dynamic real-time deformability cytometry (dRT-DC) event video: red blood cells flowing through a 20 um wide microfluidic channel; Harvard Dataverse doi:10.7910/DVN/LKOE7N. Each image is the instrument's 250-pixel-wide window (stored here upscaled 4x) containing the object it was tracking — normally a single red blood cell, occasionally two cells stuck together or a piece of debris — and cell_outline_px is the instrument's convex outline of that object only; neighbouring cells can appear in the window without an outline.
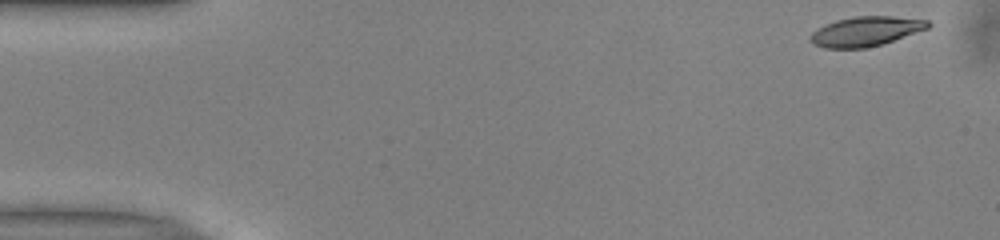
{"species": "common noctule bat (a hibernating species)", "species_latin": "Nyctalus noctula", "temperature_condition": "warm", "stored_images_in_passage": 39, "camera_frame_rate_fps": 3000, "um_per_image_px": 0.085, "animal": {"sex": "male", "body_mass_g": 13.0, "forearm_length_mm": 53.1}, "frame": {"image": 1, "passage_image": 1, "time_ms": 0.0, "image_size_px": [1000, 240], "cell_outline_px": [[932, 24], [928, 28], [880, 44], [864, 48], [824, 48], [812, 44], [808, 40], [808, 36], [812, 32], [836, 20], [856, 16], [892, 16], [928, 20]], "centroid_in_image_um": [73.55, 2.66], "position_along_channel_um": 11.5, "area_um2": 20.06}}
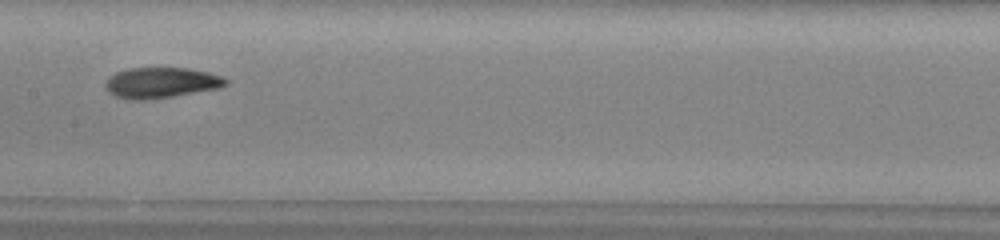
{"frame": {"image": 2, "passage_image": 24, "time_ms": 7.667, "image_size_px": [1000, 240], "cell_outline_px": [[228, 84], [220, 88], [172, 96], [116, 96], [108, 92], [104, 88], [104, 84], [108, 76], [116, 72], [128, 68], [188, 68], [208, 72], [220, 76], [228, 80]], "centroid_in_image_um": [13.73, 6.97], "position_along_channel_um": 193.7, "area_um2": 20.58}}
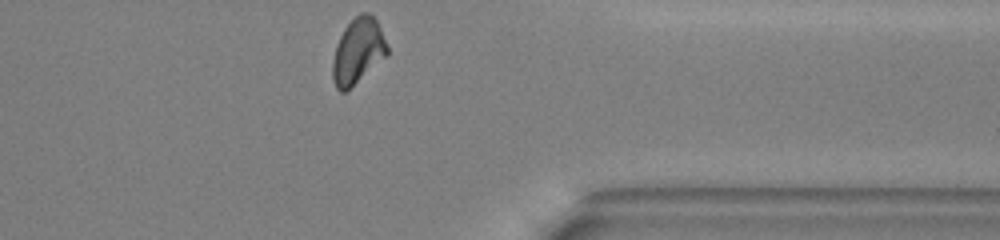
{"frame": {"image": 3, "passage_image": 39, "time_ms": 12.667, "image_size_px": [1000, 240], "cell_outline_px": [[388, 56], [344, 92], [340, 92], [336, 88], [332, 80], [332, 60], [336, 44], [344, 28], [360, 12], [368, 12], [376, 20], [380, 28], [388, 48]], "centroid_in_image_um": [30.41, 4.35], "position_along_channel_um": 381.0, "area_um2": 20.81}, "authors_computed_cell_mechanics": {"area_um2": 20.9814, "velocity_mm_per_s": 3.9932, "shape_relaxation_time_tau1_ms": 6.0796, "shape_relaxation_time_tau2_ms": 3.4267, "deformation_change_tau1": 0.2048, "deformation_change_tau2": 0.1001}}